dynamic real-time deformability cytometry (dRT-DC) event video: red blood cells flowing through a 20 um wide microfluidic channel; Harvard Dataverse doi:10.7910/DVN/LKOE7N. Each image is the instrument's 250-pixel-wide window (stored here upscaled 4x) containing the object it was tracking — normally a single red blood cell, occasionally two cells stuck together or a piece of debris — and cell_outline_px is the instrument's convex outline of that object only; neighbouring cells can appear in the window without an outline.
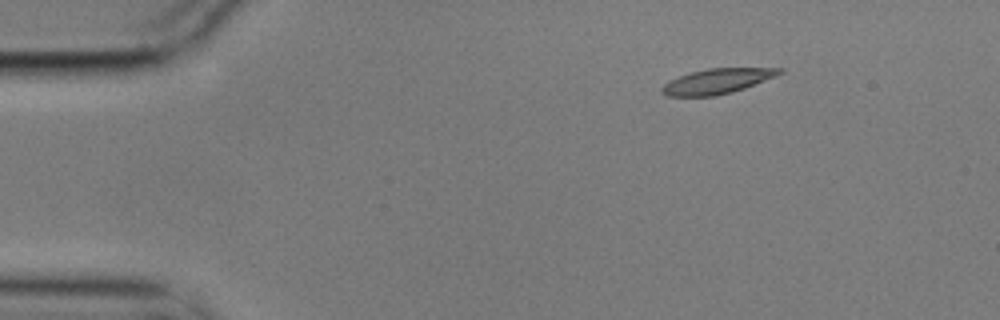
{"species": "common noctule bat (a hibernating species)", "species_latin": "Nyctalus noctula", "temperature_condition": "cold", "stored_images_in_passage": 5, "segment_of_instrument_passage": [1, 2], "camera_frame_rate_fps": 3000, "um_per_image_px": 0.085, "animal": {"sex": "male", "body_mass_g": 17.9}, "frame": {"image": 1, "passage_image": 2, "time_ms": 0.333, "image_size_px": [1000, 320], "cell_outline_px": [[784, 72], [776, 76], [744, 88], [732, 92], [716, 96], [664, 96], [660, 92], [660, 88], [668, 80], [692, 72], [708, 68], [784, 68]], "centroid_in_image_um": [60.93, 6.91], "position_along_channel_um": 24.1, "area_um2": 17.22}}